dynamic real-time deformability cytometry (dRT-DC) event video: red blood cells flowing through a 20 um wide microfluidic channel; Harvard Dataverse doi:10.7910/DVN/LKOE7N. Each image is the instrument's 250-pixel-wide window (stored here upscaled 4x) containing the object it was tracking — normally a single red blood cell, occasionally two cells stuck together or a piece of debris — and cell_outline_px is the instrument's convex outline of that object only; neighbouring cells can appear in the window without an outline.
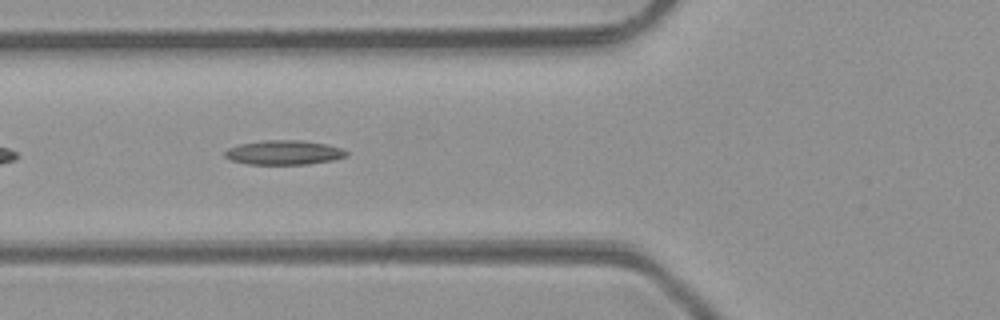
{"species": "common noctule bat (a hibernating species)", "species_latin": "Nyctalus noctula", "temperature_condition": "room temperature", "stored_images_in_passage": 32, "camera_frame_rate_fps": 3000, "um_per_image_px": 0.085, "animal": {"sex": "male", "body_mass_g": 23.1, "forearm_length_mm": 52.7}, "frame": {"image": 1, "passage_image": 5, "time_ms": 1.333, "image_size_px": [1000, 320], "cell_outline_px": [[348, 156], [332, 160], [308, 164], [248, 164], [232, 160], [224, 156], [224, 152], [228, 148], [240, 144], [264, 140], [304, 140], [324, 144], [340, 148], [348, 152]], "centroid_in_image_um": [24.13, 12.96], "position_along_channel_um": 101.7, "area_um2": 17.17}}
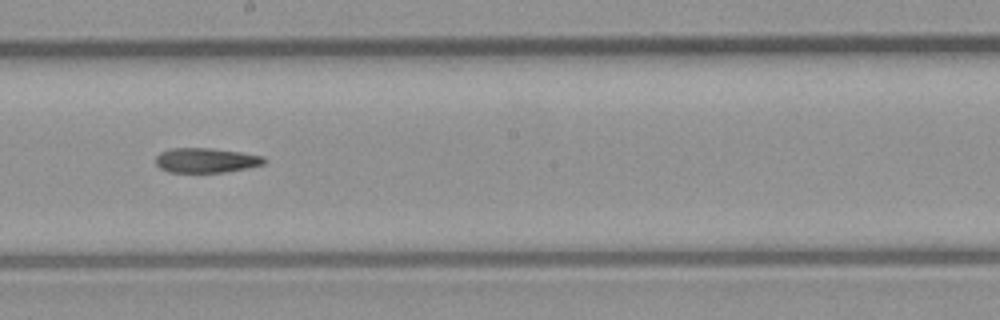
{"frame": {"image": 2, "passage_image": 14, "time_ms": 4.333, "image_size_px": [1000, 320], "cell_outline_px": [[268, 160], [264, 164], [224, 172], [168, 172], [160, 168], [156, 164], [156, 156], [160, 152], [172, 148], [208, 148], [240, 152], [264, 156]], "centroid_in_image_um": [17.51, 13.62], "position_along_channel_um": 230.7, "area_um2": 15.55}}
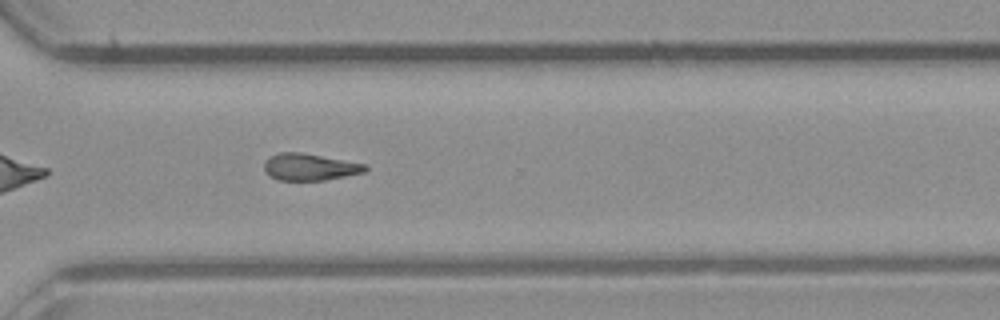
{"frame": {"image": 3, "passage_image": 22, "time_ms": 7.0, "image_size_px": [1000, 320], "cell_outline_px": [[368, 168], [364, 172], [324, 180], [276, 180], [268, 176], [264, 168], [264, 164], [272, 156], [280, 152], [300, 152], [368, 164]], "centroid_in_image_um": [26.34, 14.2], "position_along_channel_um": 344.3, "area_um2": 15.72}}